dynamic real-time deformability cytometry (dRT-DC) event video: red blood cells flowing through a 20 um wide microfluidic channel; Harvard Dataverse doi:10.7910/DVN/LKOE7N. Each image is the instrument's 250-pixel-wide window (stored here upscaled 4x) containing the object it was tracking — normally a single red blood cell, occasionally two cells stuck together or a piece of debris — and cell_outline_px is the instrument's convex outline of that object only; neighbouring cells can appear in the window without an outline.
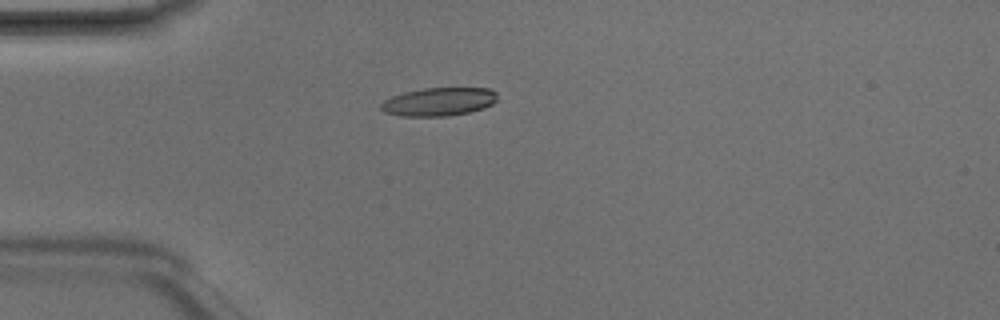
{"species": "Egyptian fruit bat (a non-hibernating species)", "species_latin": "Rousettus aegyptiacus", "temperature_condition": "room temperature", "stored_images_in_passage": 5, "camera_frame_rate_fps": 3000, "um_per_image_px": 0.085, "animal": {"sex": "male"}, "frame": {"image": 1, "passage_image": 4, "time_ms": 1.0, "image_size_px": [1000, 320], "cell_outline_px": [[496, 100], [492, 104], [484, 108], [468, 112], [448, 116], [400, 116], [384, 112], [380, 108], [380, 104], [384, 100], [392, 96], [404, 92], [424, 88], [488, 88], [496, 92]], "centroid_in_image_um": [37.27, 8.65], "position_along_channel_um": 47.7, "area_um2": 19.19}}